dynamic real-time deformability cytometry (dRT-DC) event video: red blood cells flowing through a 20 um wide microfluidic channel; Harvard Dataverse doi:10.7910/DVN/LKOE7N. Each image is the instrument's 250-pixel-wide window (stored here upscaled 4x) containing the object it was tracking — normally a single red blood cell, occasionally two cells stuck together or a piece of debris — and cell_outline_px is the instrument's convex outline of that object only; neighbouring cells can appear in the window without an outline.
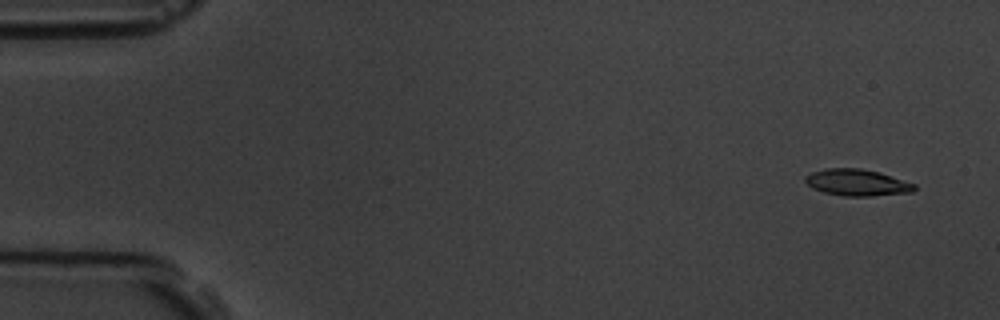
{"species": "common noctule bat (a hibernating species)", "species_latin": "Nyctalus noctula", "temperature_condition": "room temperature", "stored_images_in_passage": 6, "camera_frame_rate_fps": 3000, "um_per_image_px": 0.085, "animal": {"sex": "male", "body_mass_g": 19.5, "forearm_length_mm": 54.6}, "frame": {"image": 1, "passage_image": 1, "time_ms": 0.0, "image_size_px": [1000, 320], "cell_outline_px": [[916, 188], [912, 192], [872, 196], [844, 196], [824, 192], [812, 188], [804, 180], [804, 176], [812, 172], [824, 168], [860, 168], [880, 172], [916, 184]], "centroid_in_image_um": [72.85, 15.51], "position_along_channel_um": 12.2, "area_um2": 16.99}}